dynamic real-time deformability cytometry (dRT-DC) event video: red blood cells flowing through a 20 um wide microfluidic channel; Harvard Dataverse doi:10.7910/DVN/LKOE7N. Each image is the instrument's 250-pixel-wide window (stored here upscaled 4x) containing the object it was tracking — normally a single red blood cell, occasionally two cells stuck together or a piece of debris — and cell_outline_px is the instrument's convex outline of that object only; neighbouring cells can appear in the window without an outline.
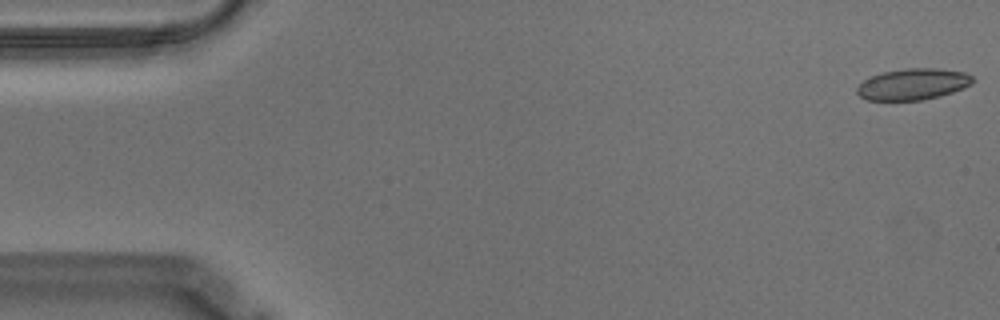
{"species": "Egyptian fruit bat (a non-hibernating species)", "species_latin": "Rousettus aegyptiacus", "temperature_condition": "warm", "stored_images_in_passage": 56, "camera_frame_rate_fps": 3000, "um_per_image_px": 0.085, "animal": {"sex": "male"}, "frame": {"image": 1, "passage_image": 1, "time_ms": 0.0, "image_size_px": [1000, 320], "cell_outline_px": [[976, 80], [972, 84], [952, 92], [940, 96], [920, 100], [868, 100], [860, 96], [856, 92], [856, 88], [864, 80], [872, 76], [884, 72], [904, 68], [936, 68], [964, 72], [972, 76]], "centroid_in_image_um": [77.62, 7.15], "position_along_channel_um": 7.4, "area_um2": 21.04}}
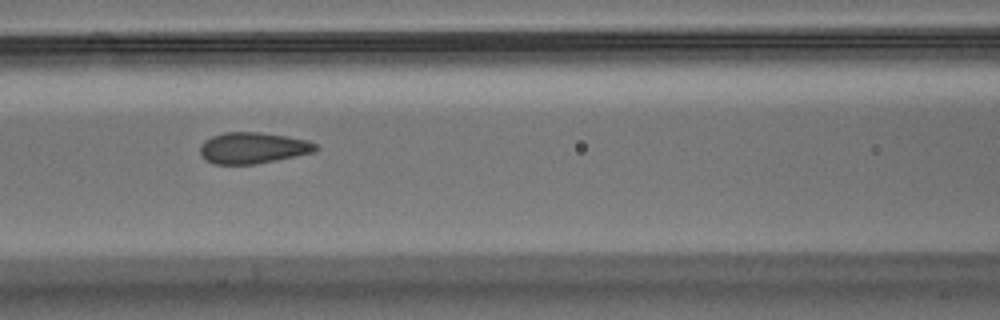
{"frame": {"image": 2, "passage_image": 24, "time_ms": 7.667, "image_size_px": [1000, 320], "cell_outline_px": [[320, 148], [316, 152], [256, 164], [212, 164], [204, 160], [200, 156], [200, 144], [204, 140], [212, 136], [224, 132], [260, 132], [288, 136], [308, 140], [316, 144]], "centroid_in_image_um": [21.49, 12.57], "position_along_channel_um": 145.1, "area_um2": 21.39}}
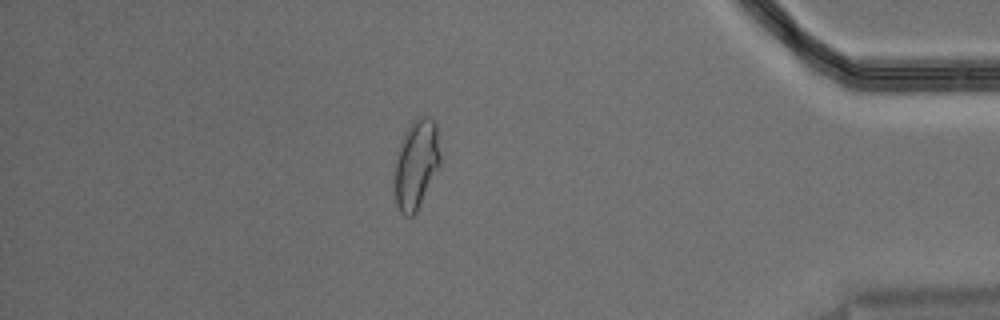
{"frame": {"image": 3, "passage_image": 49, "time_ms": 16.0, "image_size_px": [1000, 320], "cell_outline_px": [[440, 164], [416, 212], [412, 216], [404, 216], [400, 212], [396, 204], [396, 156], [400, 140], [408, 128], [420, 116], [428, 116], [436, 124], [440, 152]], "centroid_in_image_um": [35.39, 13.96], "position_along_channel_um": 399.8, "area_um2": 23.24}, "authors_computed_cell_mechanics": {"area_um2": 21.5883, "velocity_mm_per_s": 3.5341, "shape_relaxation_time_tau1_ms": 9.3393, "shape_relaxation_time_tau2_ms": 0.6438, "deformation_change_tau1": 0.1764, "deformation_change_tau2": 0.0648}}